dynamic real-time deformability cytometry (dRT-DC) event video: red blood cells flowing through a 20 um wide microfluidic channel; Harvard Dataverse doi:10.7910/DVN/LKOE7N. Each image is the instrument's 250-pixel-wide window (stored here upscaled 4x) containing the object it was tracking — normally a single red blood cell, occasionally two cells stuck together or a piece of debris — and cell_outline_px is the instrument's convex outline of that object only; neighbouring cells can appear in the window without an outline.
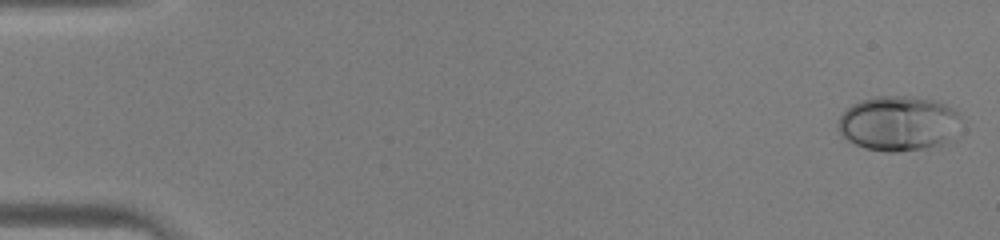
{"species": "human", "species_latin": "Homo sapiens", "temperature_condition": "warm", "stored_images_in_passage": 43, "camera_frame_rate_fps": 3000, "um_per_image_px": 0.085, "donor": {"sex": "male"}, "frame": {"image": 1, "passage_image": 1, "time_ms": 0.0, "image_size_px": [1000, 240], "cell_outline_px": [[964, 116], [948, 140], [940, 144], [924, 148], [896, 152], [888, 152], [864, 148], [848, 140], [840, 132], [840, 116], [852, 104], [860, 100], [876, 96], [908, 96], [936, 100], [952, 108]], "centroid_in_image_um": [76.38, 10.47], "position_along_channel_um": 8.6, "area_um2": 39.02}}
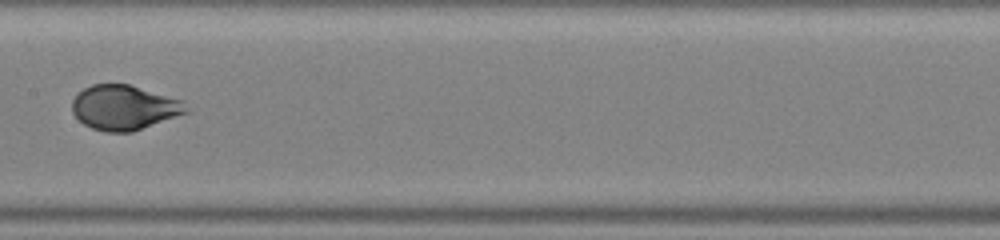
{"frame": {"image": 2, "passage_image": 23, "time_ms": 7.333, "image_size_px": [1000, 240], "cell_outline_px": [[192, 108], [188, 112], [132, 132], [104, 132], [92, 128], [84, 124], [72, 112], [72, 100], [84, 88], [92, 84], [128, 84], [184, 100]], "centroid_in_image_um": [10.59, 9.14], "position_along_channel_um": 196.8, "area_um2": 29.82}}
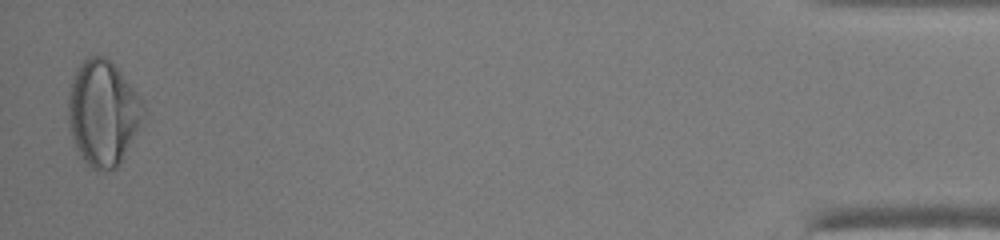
{"frame": {"image": 3, "passage_image": 43, "time_ms": 14.0, "image_size_px": [1000, 240], "cell_outline_px": [[144, 112], [116, 168], [92, 168], [80, 156], [72, 136], [68, 120], [68, 88], [80, 64], [88, 56], [104, 56], [120, 72], [136, 92], [144, 104]], "centroid_in_image_um": [8.69, 9.54], "position_along_channel_um": 426.5, "area_um2": 44.56}}